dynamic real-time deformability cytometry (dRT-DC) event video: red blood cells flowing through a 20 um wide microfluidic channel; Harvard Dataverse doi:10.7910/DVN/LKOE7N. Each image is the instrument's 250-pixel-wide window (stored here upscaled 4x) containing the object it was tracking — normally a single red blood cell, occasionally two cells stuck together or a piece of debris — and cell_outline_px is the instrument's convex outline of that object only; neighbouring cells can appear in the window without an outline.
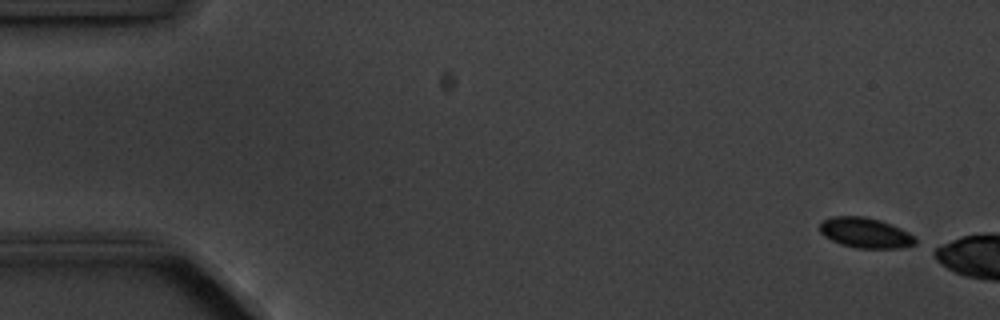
{"species": "common noctule bat (a hibernating species)", "species_latin": "Nyctalus noctula", "temperature_condition": "cold", "stored_images_in_passage": 3, "camera_frame_rate_fps": 3000, "um_per_image_px": 0.085, "animal": {"sex": "male", "body_mass_g": 20.1, "forearm_length_mm": 53.5}, "frame": {"image": 1, "passage_image": 1, "time_ms": 0.0, "image_size_px": [1000, 320], "cell_outline_px": [[916, 244], [900, 248], [856, 248], [840, 244], [824, 236], [820, 232], [820, 220], [832, 216], [864, 216], [880, 220], [892, 224], [908, 232], [916, 240]], "centroid_in_image_um": [73.52, 19.78], "position_along_channel_um": 11.5, "area_um2": 16.94}}